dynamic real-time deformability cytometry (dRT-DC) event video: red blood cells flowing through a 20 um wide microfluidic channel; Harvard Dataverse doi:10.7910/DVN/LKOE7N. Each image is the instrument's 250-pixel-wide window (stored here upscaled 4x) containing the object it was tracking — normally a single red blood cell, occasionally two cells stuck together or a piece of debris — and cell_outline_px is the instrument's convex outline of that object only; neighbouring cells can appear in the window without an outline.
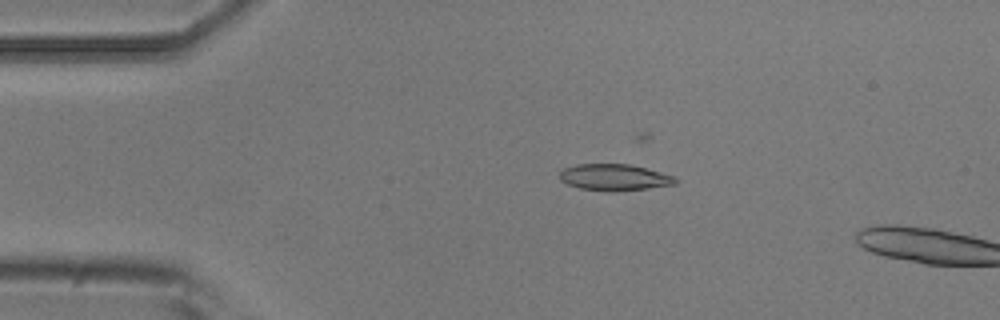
{"species": "common noctule bat (a hibernating species)", "species_latin": "Nyctalus noctula", "temperature_condition": "room temperature", "stored_images_in_passage": 12, "camera_frame_rate_fps": 3000, "um_per_image_px": 0.085, "animal": {"sex": "male", "body_mass_g": 20.5, "forearm_length_mm": 52.5}, "frame": {"image": 1, "passage_image": 10, "time_ms": 3.0, "image_size_px": [1000, 320], "cell_outline_px": [[680, 180], [676, 184], [648, 188], [612, 192], [608, 192], [580, 188], [568, 184], [560, 180], [560, 172], [564, 168], [576, 164], [632, 164], [676, 176]], "centroid_in_image_um": [52.27, 15.07], "position_along_channel_um": 32.7, "area_um2": 18.09}}